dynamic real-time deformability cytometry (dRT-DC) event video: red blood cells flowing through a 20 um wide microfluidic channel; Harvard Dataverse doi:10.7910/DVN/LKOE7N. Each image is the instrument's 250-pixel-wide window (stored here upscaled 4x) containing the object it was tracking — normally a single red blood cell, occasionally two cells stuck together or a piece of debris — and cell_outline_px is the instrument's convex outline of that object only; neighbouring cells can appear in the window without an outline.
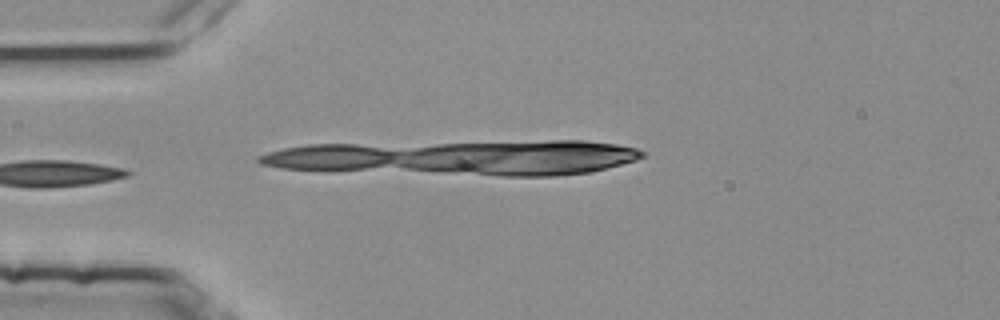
{"species": "common noctule bat (a hibernating species)", "species_latin": "Nyctalus noctula", "temperature_condition": "room temperature", "stored_images_in_passage": 10, "camera_frame_rate_fps": 3000, "um_per_image_px": 0.085, "animal": {"sex": "female", "body_mass_g": 25.1}, "frame": {"image": 1, "passage_image": 4, "time_ms": 1.0, "image_size_px": [1000, 320], "cell_outline_px": [[636, 152], [628, 160], [596, 168], [576, 172], [520, 172], [488, 144], [600, 144], [624, 148]], "centroid_in_image_um": [47.7, 13.31], "position_along_channel_um": 37.3, "area_um2": 22.77}}